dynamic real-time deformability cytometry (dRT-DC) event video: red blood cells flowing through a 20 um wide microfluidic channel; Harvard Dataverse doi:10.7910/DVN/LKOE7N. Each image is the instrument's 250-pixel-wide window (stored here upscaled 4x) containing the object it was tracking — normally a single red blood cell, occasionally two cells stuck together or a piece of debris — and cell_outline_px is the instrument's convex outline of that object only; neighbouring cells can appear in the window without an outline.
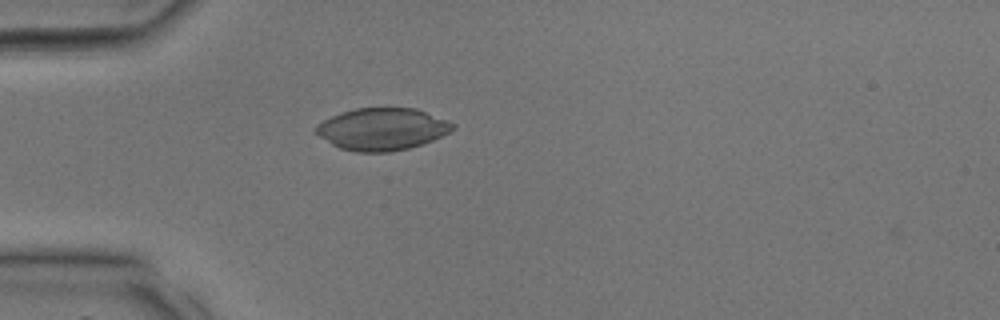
{"species": "common noctule bat (a hibernating species)", "species_latin": "Nyctalus noctula", "temperature_condition": "room temperature", "stored_images_in_passage": 4, "camera_frame_rate_fps": 3000, "um_per_image_px": 0.085, "animal": {"sex": "male", "body_mass_g": 17.9, "forearm_length_mm": 54.2}, "frame": {"image": 1, "passage_image": 1, "time_ms": 0.0, "image_size_px": [1000, 320], "cell_outline_px": [[456, 128], [432, 140], [408, 148], [392, 152], [356, 152], [340, 148], [332, 144], [312, 132], [316, 124], [340, 112], [356, 108], [412, 108], [448, 120], [456, 124]], "centroid_in_image_um": [32.44, 10.98], "position_along_channel_um": 52.6, "area_um2": 33.52}}
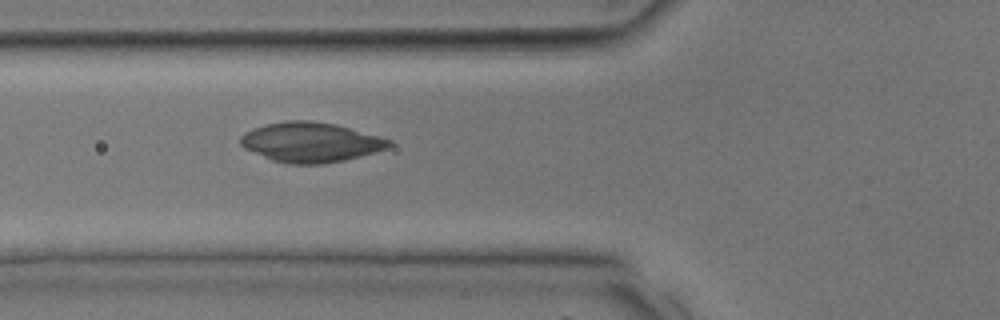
{"frame": {"image": 2, "passage_image": 4, "time_ms": 1.0, "image_size_px": [1000, 320], "cell_outline_px": [[392, 144], [388, 148], [360, 156], [344, 160], [324, 164], [288, 164], [272, 160], [244, 148], [240, 144], [240, 136], [244, 132], [252, 128], [284, 120], [312, 120], [336, 124], [380, 136], [392, 140]], "centroid_in_image_um": [26.4, 12.08], "position_along_channel_um": 99.4, "area_um2": 34.62}}